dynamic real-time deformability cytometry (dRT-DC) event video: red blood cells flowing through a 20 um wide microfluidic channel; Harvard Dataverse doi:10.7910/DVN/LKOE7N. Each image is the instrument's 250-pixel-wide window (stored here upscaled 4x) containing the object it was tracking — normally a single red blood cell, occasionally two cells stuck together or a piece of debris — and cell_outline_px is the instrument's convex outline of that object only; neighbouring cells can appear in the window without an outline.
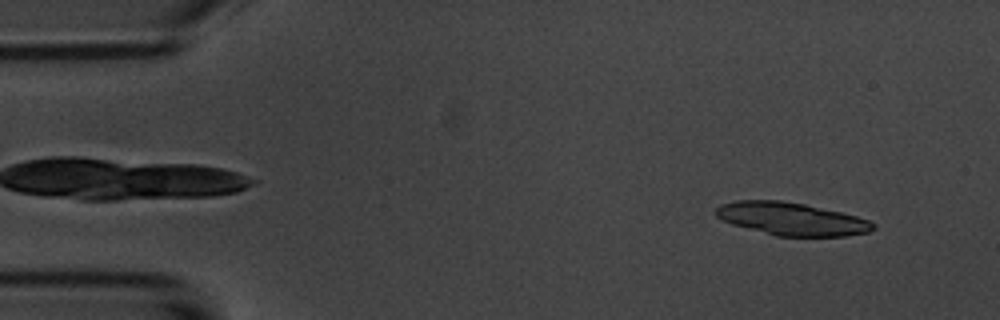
{"species": "common noctule bat (a hibernating species)", "species_latin": "Nyctalus noctula", "temperature_condition": "room temperature", "stored_images_in_passage": 4, "camera_frame_rate_fps": 3000, "um_per_image_px": 0.085, "animal": {"sex": "male", "body_mass_g": 20.1, "forearm_length_mm": 53.5}, "frame": {"image": 1, "passage_image": 2, "time_ms": 1.0, "image_size_px": [1000, 320], "cell_outline_px": [[876, 228], [868, 232], [844, 236], [776, 236], [732, 224], [716, 216], [716, 208], [720, 204], [736, 200], [780, 200], [804, 204], [840, 212], [856, 216], [868, 220], [876, 224]], "centroid_in_image_um": [67.27, 18.6], "position_along_channel_um": 17.7, "area_um2": 29.88}}